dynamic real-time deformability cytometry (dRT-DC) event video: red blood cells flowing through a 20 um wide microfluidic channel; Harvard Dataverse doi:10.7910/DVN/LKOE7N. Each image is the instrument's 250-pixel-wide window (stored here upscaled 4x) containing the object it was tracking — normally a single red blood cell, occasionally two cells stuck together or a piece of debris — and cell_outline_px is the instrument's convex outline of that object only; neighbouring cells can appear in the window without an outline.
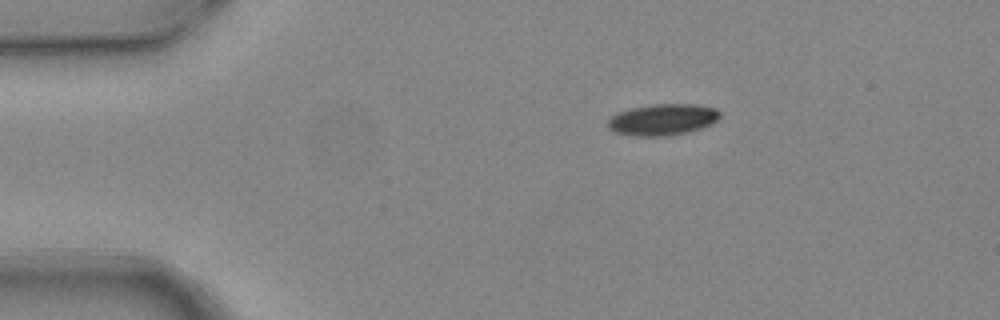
{"species": "common noctule bat (a hibernating species)", "species_latin": "Nyctalus noctula", "temperature_condition": "warm", "stored_images_in_passage": 3, "camera_frame_rate_fps": 3000, "um_per_image_px": 0.085, "animal": {"sex": "female", "body_mass_g": 24.6, "forearm_length_mm": 56.2}, "frame": {"image": 1, "passage_image": 1, "time_ms": 0.0, "image_size_px": [1000, 320], "cell_outline_px": [[720, 116], [712, 124], [704, 128], [688, 132], [668, 136], [632, 136], [612, 132], [608, 128], [608, 120], [616, 112], [632, 108], [652, 104], [692, 104], [716, 108], [720, 112]], "centroid_in_image_um": [56.31, 10.18], "position_along_channel_um": 28.7, "area_um2": 20.75}}
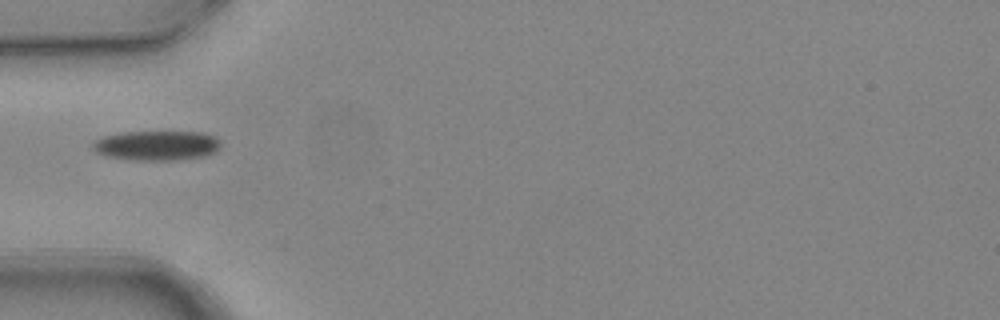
{"frame": {"image": 2, "passage_image": 3, "time_ms": 0.667, "image_size_px": [1000, 320], "cell_outline_px": [[220, 148], [216, 152], [204, 156], [172, 160], [132, 160], [108, 156], [96, 152], [92, 148], [92, 144], [96, 140], [104, 136], [120, 132], [204, 132], [216, 136], [220, 140]], "centroid_in_image_um": [13.35, 12.36], "position_along_channel_um": 71.6, "area_um2": 22.25}}